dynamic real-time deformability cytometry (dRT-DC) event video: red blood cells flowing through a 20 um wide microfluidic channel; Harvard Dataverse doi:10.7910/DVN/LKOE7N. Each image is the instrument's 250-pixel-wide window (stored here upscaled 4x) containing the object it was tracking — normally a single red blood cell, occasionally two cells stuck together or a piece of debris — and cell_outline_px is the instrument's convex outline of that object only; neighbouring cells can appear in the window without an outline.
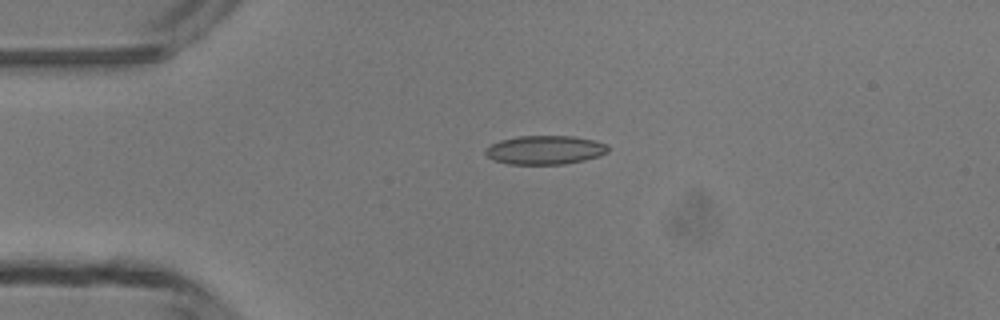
{"species": "common noctule bat (a hibernating species)", "species_latin": "Nyctalus noctula", "temperature_condition": "room temperature", "stored_images_in_passage": 2, "camera_frame_rate_fps": 3000, "um_per_image_px": 0.085, "animal": {"sex": "male", "body_mass_g": 13.3}, "frame": {"image": 1, "passage_image": 1, "time_ms": 0.0, "image_size_px": [1000, 320], "cell_outline_px": [[608, 152], [600, 156], [584, 160], [564, 164], [508, 164], [492, 160], [484, 152], [492, 144], [500, 140], [520, 136], [572, 136], [592, 140], [608, 144]], "centroid_in_image_um": [46.34, 12.75], "position_along_channel_um": 38.7, "area_um2": 20.52}}